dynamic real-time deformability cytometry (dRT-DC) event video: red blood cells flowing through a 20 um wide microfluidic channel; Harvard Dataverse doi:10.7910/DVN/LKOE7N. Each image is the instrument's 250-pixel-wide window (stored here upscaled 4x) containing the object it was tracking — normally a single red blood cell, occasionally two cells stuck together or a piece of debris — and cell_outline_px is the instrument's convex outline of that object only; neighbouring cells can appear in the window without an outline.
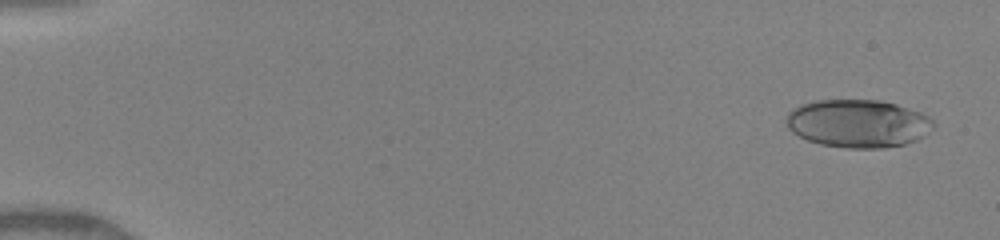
{"species": "human", "species_latin": "Homo sapiens", "temperature_condition": "warm", "stored_images_in_passage": 26, "camera_frame_rate_fps": 3000, "um_per_image_px": 0.085, "donor": {"sex": "female"}, "frame": {"image": 1, "passage_image": 1, "time_ms": 0.0, "image_size_px": [1000, 240], "cell_outline_px": [[936, 124], [924, 136], [916, 140], [904, 144], [884, 148], [848, 148], [820, 144], [808, 140], [792, 132], [788, 128], [788, 112], [792, 108], [800, 104], [816, 100], [880, 100], [896, 104], [920, 112], [928, 116]], "centroid_in_image_um": [72.94, 10.49], "position_along_channel_um": 12.1, "area_um2": 41.1}}
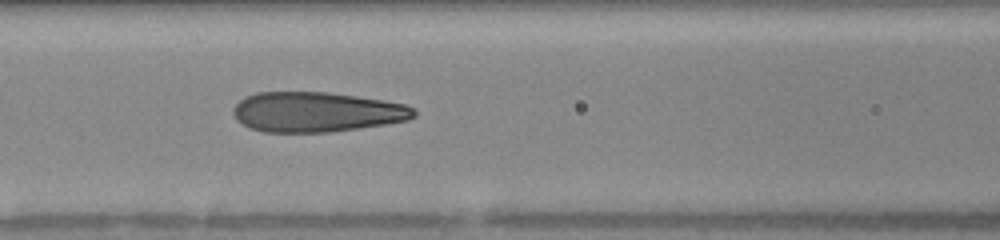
{"frame": {"image": 2, "passage_image": 12, "time_ms": 6.667, "image_size_px": [1000, 240], "cell_outline_px": [[416, 116], [408, 120], [384, 124], [328, 132], [264, 132], [248, 128], [236, 120], [232, 112], [236, 104], [244, 96], [256, 92], [328, 92], [384, 100], [404, 104], [412, 108], [416, 112]], "centroid_in_image_um": [26.86, 9.51], "position_along_channel_um": 139.7, "area_um2": 42.14}}
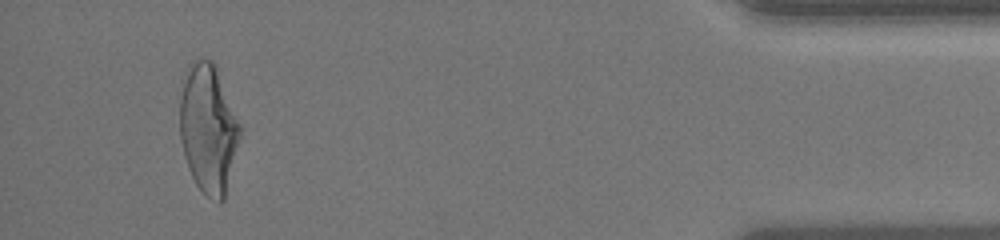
{"frame": {"image": 3, "passage_image": 25, "time_ms": 14.667, "image_size_px": [1000, 240], "cell_outline_px": [[244, 128], [224, 200], [220, 204], [208, 196], [196, 184], [188, 168], [184, 156], [180, 140], [180, 96], [184, 72], [188, 64], [192, 60], [212, 60], [216, 64]], "centroid_in_image_um": [17.74, 10.89], "position_along_channel_um": 417.5, "area_um2": 46.41}, "authors_computed_cell_mechanics": {"area_um2": 41.8183, "velocity_mm_per_s": 4.1762, "shape_relaxation_time_tau1_ms": 4.2121, "shape_relaxation_time_tau2_ms": 0.9047, "deformation_change_tau1": 0.2078, "deformation_change_tau2": 0.0954}}